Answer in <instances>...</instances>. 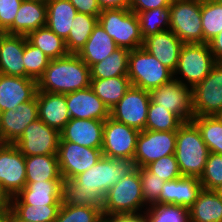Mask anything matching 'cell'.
<instances>
[{
	"label": "cell",
	"instance_id": "31",
	"mask_svg": "<svg viewBox=\"0 0 222 222\" xmlns=\"http://www.w3.org/2000/svg\"><path fill=\"white\" fill-rule=\"evenodd\" d=\"M132 86L128 76L110 77L107 79H90L93 92L111 110Z\"/></svg>",
	"mask_w": 222,
	"mask_h": 222
},
{
	"label": "cell",
	"instance_id": "41",
	"mask_svg": "<svg viewBox=\"0 0 222 222\" xmlns=\"http://www.w3.org/2000/svg\"><path fill=\"white\" fill-rule=\"evenodd\" d=\"M50 58L39 48L32 45L24 35L23 63L25 66V77L38 79L44 74Z\"/></svg>",
	"mask_w": 222,
	"mask_h": 222
},
{
	"label": "cell",
	"instance_id": "38",
	"mask_svg": "<svg viewBox=\"0 0 222 222\" xmlns=\"http://www.w3.org/2000/svg\"><path fill=\"white\" fill-rule=\"evenodd\" d=\"M203 43H209L222 31V2L201 0Z\"/></svg>",
	"mask_w": 222,
	"mask_h": 222
},
{
	"label": "cell",
	"instance_id": "25",
	"mask_svg": "<svg viewBox=\"0 0 222 222\" xmlns=\"http://www.w3.org/2000/svg\"><path fill=\"white\" fill-rule=\"evenodd\" d=\"M23 53L24 35L2 33L0 35V73L25 77Z\"/></svg>",
	"mask_w": 222,
	"mask_h": 222
},
{
	"label": "cell",
	"instance_id": "9",
	"mask_svg": "<svg viewBox=\"0 0 222 222\" xmlns=\"http://www.w3.org/2000/svg\"><path fill=\"white\" fill-rule=\"evenodd\" d=\"M194 116H213L222 110V62L192 88Z\"/></svg>",
	"mask_w": 222,
	"mask_h": 222
},
{
	"label": "cell",
	"instance_id": "2",
	"mask_svg": "<svg viewBox=\"0 0 222 222\" xmlns=\"http://www.w3.org/2000/svg\"><path fill=\"white\" fill-rule=\"evenodd\" d=\"M198 127L184 122L176 131L175 157L182 176L200 178L209 155Z\"/></svg>",
	"mask_w": 222,
	"mask_h": 222
},
{
	"label": "cell",
	"instance_id": "34",
	"mask_svg": "<svg viewBox=\"0 0 222 222\" xmlns=\"http://www.w3.org/2000/svg\"><path fill=\"white\" fill-rule=\"evenodd\" d=\"M26 37L32 45L41 49L51 60L69 54L65 40L46 26L31 31Z\"/></svg>",
	"mask_w": 222,
	"mask_h": 222
},
{
	"label": "cell",
	"instance_id": "8",
	"mask_svg": "<svg viewBox=\"0 0 222 222\" xmlns=\"http://www.w3.org/2000/svg\"><path fill=\"white\" fill-rule=\"evenodd\" d=\"M170 30L184 43H203L201 0H173Z\"/></svg>",
	"mask_w": 222,
	"mask_h": 222
},
{
	"label": "cell",
	"instance_id": "12",
	"mask_svg": "<svg viewBox=\"0 0 222 222\" xmlns=\"http://www.w3.org/2000/svg\"><path fill=\"white\" fill-rule=\"evenodd\" d=\"M60 132L39 118L13 143L24 156L57 154Z\"/></svg>",
	"mask_w": 222,
	"mask_h": 222
},
{
	"label": "cell",
	"instance_id": "30",
	"mask_svg": "<svg viewBox=\"0 0 222 222\" xmlns=\"http://www.w3.org/2000/svg\"><path fill=\"white\" fill-rule=\"evenodd\" d=\"M190 222H222V199L214 190L202 189L189 208Z\"/></svg>",
	"mask_w": 222,
	"mask_h": 222
},
{
	"label": "cell",
	"instance_id": "24",
	"mask_svg": "<svg viewBox=\"0 0 222 222\" xmlns=\"http://www.w3.org/2000/svg\"><path fill=\"white\" fill-rule=\"evenodd\" d=\"M38 118L58 132L71 119L66 103V94L37 90Z\"/></svg>",
	"mask_w": 222,
	"mask_h": 222
},
{
	"label": "cell",
	"instance_id": "40",
	"mask_svg": "<svg viewBox=\"0 0 222 222\" xmlns=\"http://www.w3.org/2000/svg\"><path fill=\"white\" fill-rule=\"evenodd\" d=\"M143 39L170 29V7H160L137 14Z\"/></svg>",
	"mask_w": 222,
	"mask_h": 222
},
{
	"label": "cell",
	"instance_id": "17",
	"mask_svg": "<svg viewBox=\"0 0 222 222\" xmlns=\"http://www.w3.org/2000/svg\"><path fill=\"white\" fill-rule=\"evenodd\" d=\"M38 119V106L36 96L14 110L0 113V140L2 143L13 144L23 133L28 124Z\"/></svg>",
	"mask_w": 222,
	"mask_h": 222
},
{
	"label": "cell",
	"instance_id": "15",
	"mask_svg": "<svg viewBox=\"0 0 222 222\" xmlns=\"http://www.w3.org/2000/svg\"><path fill=\"white\" fill-rule=\"evenodd\" d=\"M150 98L155 104L176 114L183 122H189L194 117L192 88L174 78L150 91Z\"/></svg>",
	"mask_w": 222,
	"mask_h": 222
},
{
	"label": "cell",
	"instance_id": "22",
	"mask_svg": "<svg viewBox=\"0 0 222 222\" xmlns=\"http://www.w3.org/2000/svg\"><path fill=\"white\" fill-rule=\"evenodd\" d=\"M183 42L169 29L143 39L142 47L174 72Z\"/></svg>",
	"mask_w": 222,
	"mask_h": 222
},
{
	"label": "cell",
	"instance_id": "39",
	"mask_svg": "<svg viewBox=\"0 0 222 222\" xmlns=\"http://www.w3.org/2000/svg\"><path fill=\"white\" fill-rule=\"evenodd\" d=\"M183 123L176 114L150 101L145 130L177 131Z\"/></svg>",
	"mask_w": 222,
	"mask_h": 222
},
{
	"label": "cell",
	"instance_id": "11",
	"mask_svg": "<svg viewBox=\"0 0 222 222\" xmlns=\"http://www.w3.org/2000/svg\"><path fill=\"white\" fill-rule=\"evenodd\" d=\"M150 92L131 86L110 110V117L138 131L145 130Z\"/></svg>",
	"mask_w": 222,
	"mask_h": 222
},
{
	"label": "cell",
	"instance_id": "43",
	"mask_svg": "<svg viewBox=\"0 0 222 222\" xmlns=\"http://www.w3.org/2000/svg\"><path fill=\"white\" fill-rule=\"evenodd\" d=\"M102 218V210L97 207L68 206L62 203L54 222H99Z\"/></svg>",
	"mask_w": 222,
	"mask_h": 222
},
{
	"label": "cell",
	"instance_id": "27",
	"mask_svg": "<svg viewBox=\"0 0 222 222\" xmlns=\"http://www.w3.org/2000/svg\"><path fill=\"white\" fill-rule=\"evenodd\" d=\"M119 47L98 22L85 46L77 54L89 67L110 56Z\"/></svg>",
	"mask_w": 222,
	"mask_h": 222
},
{
	"label": "cell",
	"instance_id": "23",
	"mask_svg": "<svg viewBox=\"0 0 222 222\" xmlns=\"http://www.w3.org/2000/svg\"><path fill=\"white\" fill-rule=\"evenodd\" d=\"M202 189L197 177L182 176L173 181H165L154 204H175L189 209Z\"/></svg>",
	"mask_w": 222,
	"mask_h": 222
},
{
	"label": "cell",
	"instance_id": "55",
	"mask_svg": "<svg viewBox=\"0 0 222 222\" xmlns=\"http://www.w3.org/2000/svg\"><path fill=\"white\" fill-rule=\"evenodd\" d=\"M5 222H30V221H23V220H5Z\"/></svg>",
	"mask_w": 222,
	"mask_h": 222
},
{
	"label": "cell",
	"instance_id": "50",
	"mask_svg": "<svg viewBox=\"0 0 222 222\" xmlns=\"http://www.w3.org/2000/svg\"><path fill=\"white\" fill-rule=\"evenodd\" d=\"M107 222H147L145 211L105 216Z\"/></svg>",
	"mask_w": 222,
	"mask_h": 222
},
{
	"label": "cell",
	"instance_id": "28",
	"mask_svg": "<svg viewBox=\"0 0 222 222\" xmlns=\"http://www.w3.org/2000/svg\"><path fill=\"white\" fill-rule=\"evenodd\" d=\"M46 27L64 40L67 39L72 22L77 14L76 8L69 0H46Z\"/></svg>",
	"mask_w": 222,
	"mask_h": 222
},
{
	"label": "cell",
	"instance_id": "44",
	"mask_svg": "<svg viewBox=\"0 0 222 222\" xmlns=\"http://www.w3.org/2000/svg\"><path fill=\"white\" fill-rule=\"evenodd\" d=\"M203 189L214 190L222 184V154L210 152L199 178Z\"/></svg>",
	"mask_w": 222,
	"mask_h": 222
},
{
	"label": "cell",
	"instance_id": "48",
	"mask_svg": "<svg viewBox=\"0 0 222 222\" xmlns=\"http://www.w3.org/2000/svg\"><path fill=\"white\" fill-rule=\"evenodd\" d=\"M173 0H130L129 9L138 14L147 10L170 7Z\"/></svg>",
	"mask_w": 222,
	"mask_h": 222
},
{
	"label": "cell",
	"instance_id": "5",
	"mask_svg": "<svg viewBox=\"0 0 222 222\" xmlns=\"http://www.w3.org/2000/svg\"><path fill=\"white\" fill-rule=\"evenodd\" d=\"M132 86L152 91L173 79V72L143 47L130 50L128 73Z\"/></svg>",
	"mask_w": 222,
	"mask_h": 222
},
{
	"label": "cell",
	"instance_id": "33",
	"mask_svg": "<svg viewBox=\"0 0 222 222\" xmlns=\"http://www.w3.org/2000/svg\"><path fill=\"white\" fill-rule=\"evenodd\" d=\"M105 196L100 192L80 189V184L73 178L63 181L62 203L68 206H89L103 209Z\"/></svg>",
	"mask_w": 222,
	"mask_h": 222
},
{
	"label": "cell",
	"instance_id": "57",
	"mask_svg": "<svg viewBox=\"0 0 222 222\" xmlns=\"http://www.w3.org/2000/svg\"><path fill=\"white\" fill-rule=\"evenodd\" d=\"M99 222H107V219L103 217Z\"/></svg>",
	"mask_w": 222,
	"mask_h": 222
},
{
	"label": "cell",
	"instance_id": "47",
	"mask_svg": "<svg viewBox=\"0 0 222 222\" xmlns=\"http://www.w3.org/2000/svg\"><path fill=\"white\" fill-rule=\"evenodd\" d=\"M23 0H0V30L5 33L12 25Z\"/></svg>",
	"mask_w": 222,
	"mask_h": 222
},
{
	"label": "cell",
	"instance_id": "42",
	"mask_svg": "<svg viewBox=\"0 0 222 222\" xmlns=\"http://www.w3.org/2000/svg\"><path fill=\"white\" fill-rule=\"evenodd\" d=\"M145 214L147 222H190L189 209L175 204H152Z\"/></svg>",
	"mask_w": 222,
	"mask_h": 222
},
{
	"label": "cell",
	"instance_id": "49",
	"mask_svg": "<svg viewBox=\"0 0 222 222\" xmlns=\"http://www.w3.org/2000/svg\"><path fill=\"white\" fill-rule=\"evenodd\" d=\"M69 1L79 13L89 14L92 16H99L101 12V8L99 7L97 0H69Z\"/></svg>",
	"mask_w": 222,
	"mask_h": 222
},
{
	"label": "cell",
	"instance_id": "6",
	"mask_svg": "<svg viewBox=\"0 0 222 222\" xmlns=\"http://www.w3.org/2000/svg\"><path fill=\"white\" fill-rule=\"evenodd\" d=\"M98 22L119 48L134 50L142 47L139 19L129 8L101 10Z\"/></svg>",
	"mask_w": 222,
	"mask_h": 222
},
{
	"label": "cell",
	"instance_id": "32",
	"mask_svg": "<svg viewBox=\"0 0 222 222\" xmlns=\"http://www.w3.org/2000/svg\"><path fill=\"white\" fill-rule=\"evenodd\" d=\"M129 53L128 49L118 48L104 60L93 64L90 67V79L127 76Z\"/></svg>",
	"mask_w": 222,
	"mask_h": 222
},
{
	"label": "cell",
	"instance_id": "36",
	"mask_svg": "<svg viewBox=\"0 0 222 222\" xmlns=\"http://www.w3.org/2000/svg\"><path fill=\"white\" fill-rule=\"evenodd\" d=\"M61 205L11 204V212L5 220L30 222H54Z\"/></svg>",
	"mask_w": 222,
	"mask_h": 222
},
{
	"label": "cell",
	"instance_id": "18",
	"mask_svg": "<svg viewBox=\"0 0 222 222\" xmlns=\"http://www.w3.org/2000/svg\"><path fill=\"white\" fill-rule=\"evenodd\" d=\"M66 103L71 119L105 121L110 117L109 108L93 92L90 86L66 94Z\"/></svg>",
	"mask_w": 222,
	"mask_h": 222
},
{
	"label": "cell",
	"instance_id": "46",
	"mask_svg": "<svg viewBox=\"0 0 222 222\" xmlns=\"http://www.w3.org/2000/svg\"><path fill=\"white\" fill-rule=\"evenodd\" d=\"M145 167L164 181H173L182 177L175 154L161 157Z\"/></svg>",
	"mask_w": 222,
	"mask_h": 222
},
{
	"label": "cell",
	"instance_id": "29",
	"mask_svg": "<svg viewBox=\"0 0 222 222\" xmlns=\"http://www.w3.org/2000/svg\"><path fill=\"white\" fill-rule=\"evenodd\" d=\"M26 183L63 180L57 154L25 156Z\"/></svg>",
	"mask_w": 222,
	"mask_h": 222
},
{
	"label": "cell",
	"instance_id": "45",
	"mask_svg": "<svg viewBox=\"0 0 222 222\" xmlns=\"http://www.w3.org/2000/svg\"><path fill=\"white\" fill-rule=\"evenodd\" d=\"M138 169L142 183L143 200L150 206L158 200L165 181L157 174L151 173L146 167Z\"/></svg>",
	"mask_w": 222,
	"mask_h": 222
},
{
	"label": "cell",
	"instance_id": "16",
	"mask_svg": "<svg viewBox=\"0 0 222 222\" xmlns=\"http://www.w3.org/2000/svg\"><path fill=\"white\" fill-rule=\"evenodd\" d=\"M26 186L25 156L14 144L0 145V187L11 197Z\"/></svg>",
	"mask_w": 222,
	"mask_h": 222
},
{
	"label": "cell",
	"instance_id": "14",
	"mask_svg": "<svg viewBox=\"0 0 222 222\" xmlns=\"http://www.w3.org/2000/svg\"><path fill=\"white\" fill-rule=\"evenodd\" d=\"M102 156L101 149L84 147L70 141H59L57 158L63 181L85 172Z\"/></svg>",
	"mask_w": 222,
	"mask_h": 222
},
{
	"label": "cell",
	"instance_id": "56",
	"mask_svg": "<svg viewBox=\"0 0 222 222\" xmlns=\"http://www.w3.org/2000/svg\"><path fill=\"white\" fill-rule=\"evenodd\" d=\"M219 120L222 122V110L216 115Z\"/></svg>",
	"mask_w": 222,
	"mask_h": 222
},
{
	"label": "cell",
	"instance_id": "19",
	"mask_svg": "<svg viewBox=\"0 0 222 222\" xmlns=\"http://www.w3.org/2000/svg\"><path fill=\"white\" fill-rule=\"evenodd\" d=\"M37 90L35 79L0 73V113L32 100Z\"/></svg>",
	"mask_w": 222,
	"mask_h": 222
},
{
	"label": "cell",
	"instance_id": "20",
	"mask_svg": "<svg viewBox=\"0 0 222 222\" xmlns=\"http://www.w3.org/2000/svg\"><path fill=\"white\" fill-rule=\"evenodd\" d=\"M104 121L70 119L60 132L59 141H70L84 147L101 149Z\"/></svg>",
	"mask_w": 222,
	"mask_h": 222
},
{
	"label": "cell",
	"instance_id": "10",
	"mask_svg": "<svg viewBox=\"0 0 222 222\" xmlns=\"http://www.w3.org/2000/svg\"><path fill=\"white\" fill-rule=\"evenodd\" d=\"M139 134L140 131L108 117L104 121L103 156L133 160Z\"/></svg>",
	"mask_w": 222,
	"mask_h": 222
},
{
	"label": "cell",
	"instance_id": "1",
	"mask_svg": "<svg viewBox=\"0 0 222 222\" xmlns=\"http://www.w3.org/2000/svg\"><path fill=\"white\" fill-rule=\"evenodd\" d=\"M38 90L68 94L90 86V67L77 55L50 60L44 74L37 81Z\"/></svg>",
	"mask_w": 222,
	"mask_h": 222
},
{
	"label": "cell",
	"instance_id": "21",
	"mask_svg": "<svg viewBox=\"0 0 222 222\" xmlns=\"http://www.w3.org/2000/svg\"><path fill=\"white\" fill-rule=\"evenodd\" d=\"M63 180L26 183V186L11 198V204L61 205Z\"/></svg>",
	"mask_w": 222,
	"mask_h": 222
},
{
	"label": "cell",
	"instance_id": "53",
	"mask_svg": "<svg viewBox=\"0 0 222 222\" xmlns=\"http://www.w3.org/2000/svg\"><path fill=\"white\" fill-rule=\"evenodd\" d=\"M101 10L129 8L130 0H97Z\"/></svg>",
	"mask_w": 222,
	"mask_h": 222
},
{
	"label": "cell",
	"instance_id": "37",
	"mask_svg": "<svg viewBox=\"0 0 222 222\" xmlns=\"http://www.w3.org/2000/svg\"><path fill=\"white\" fill-rule=\"evenodd\" d=\"M199 129L209 152L222 154V122L216 115L194 116L191 120Z\"/></svg>",
	"mask_w": 222,
	"mask_h": 222
},
{
	"label": "cell",
	"instance_id": "35",
	"mask_svg": "<svg viewBox=\"0 0 222 222\" xmlns=\"http://www.w3.org/2000/svg\"><path fill=\"white\" fill-rule=\"evenodd\" d=\"M97 23L98 16L77 12L72 22L69 35L65 40L69 53H79V51L85 46V43L87 42Z\"/></svg>",
	"mask_w": 222,
	"mask_h": 222
},
{
	"label": "cell",
	"instance_id": "52",
	"mask_svg": "<svg viewBox=\"0 0 222 222\" xmlns=\"http://www.w3.org/2000/svg\"><path fill=\"white\" fill-rule=\"evenodd\" d=\"M208 44L216 62H222V31Z\"/></svg>",
	"mask_w": 222,
	"mask_h": 222
},
{
	"label": "cell",
	"instance_id": "3",
	"mask_svg": "<svg viewBox=\"0 0 222 222\" xmlns=\"http://www.w3.org/2000/svg\"><path fill=\"white\" fill-rule=\"evenodd\" d=\"M135 169L134 160L102 156L95 165L74 179L80 184V189L100 192L106 196L110 188Z\"/></svg>",
	"mask_w": 222,
	"mask_h": 222
},
{
	"label": "cell",
	"instance_id": "26",
	"mask_svg": "<svg viewBox=\"0 0 222 222\" xmlns=\"http://www.w3.org/2000/svg\"><path fill=\"white\" fill-rule=\"evenodd\" d=\"M46 1L23 0L7 34L25 35L46 25Z\"/></svg>",
	"mask_w": 222,
	"mask_h": 222
},
{
	"label": "cell",
	"instance_id": "7",
	"mask_svg": "<svg viewBox=\"0 0 222 222\" xmlns=\"http://www.w3.org/2000/svg\"><path fill=\"white\" fill-rule=\"evenodd\" d=\"M216 60L209 44H183L179 53L178 65L173 78L185 86L193 88L200 83L212 70Z\"/></svg>",
	"mask_w": 222,
	"mask_h": 222
},
{
	"label": "cell",
	"instance_id": "13",
	"mask_svg": "<svg viewBox=\"0 0 222 222\" xmlns=\"http://www.w3.org/2000/svg\"><path fill=\"white\" fill-rule=\"evenodd\" d=\"M176 131L142 130L138 136L134 162L143 168L161 157L175 154Z\"/></svg>",
	"mask_w": 222,
	"mask_h": 222
},
{
	"label": "cell",
	"instance_id": "54",
	"mask_svg": "<svg viewBox=\"0 0 222 222\" xmlns=\"http://www.w3.org/2000/svg\"><path fill=\"white\" fill-rule=\"evenodd\" d=\"M217 195L222 199V184L219 185L217 188L214 189Z\"/></svg>",
	"mask_w": 222,
	"mask_h": 222
},
{
	"label": "cell",
	"instance_id": "4",
	"mask_svg": "<svg viewBox=\"0 0 222 222\" xmlns=\"http://www.w3.org/2000/svg\"><path fill=\"white\" fill-rule=\"evenodd\" d=\"M148 205L143 200L142 183L139 169L124 176L112 188L104 199L103 217L123 213L145 211Z\"/></svg>",
	"mask_w": 222,
	"mask_h": 222
},
{
	"label": "cell",
	"instance_id": "51",
	"mask_svg": "<svg viewBox=\"0 0 222 222\" xmlns=\"http://www.w3.org/2000/svg\"><path fill=\"white\" fill-rule=\"evenodd\" d=\"M11 196L0 187V219L5 220L11 212Z\"/></svg>",
	"mask_w": 222,
	"mask_h": 222
}]
</instances>
